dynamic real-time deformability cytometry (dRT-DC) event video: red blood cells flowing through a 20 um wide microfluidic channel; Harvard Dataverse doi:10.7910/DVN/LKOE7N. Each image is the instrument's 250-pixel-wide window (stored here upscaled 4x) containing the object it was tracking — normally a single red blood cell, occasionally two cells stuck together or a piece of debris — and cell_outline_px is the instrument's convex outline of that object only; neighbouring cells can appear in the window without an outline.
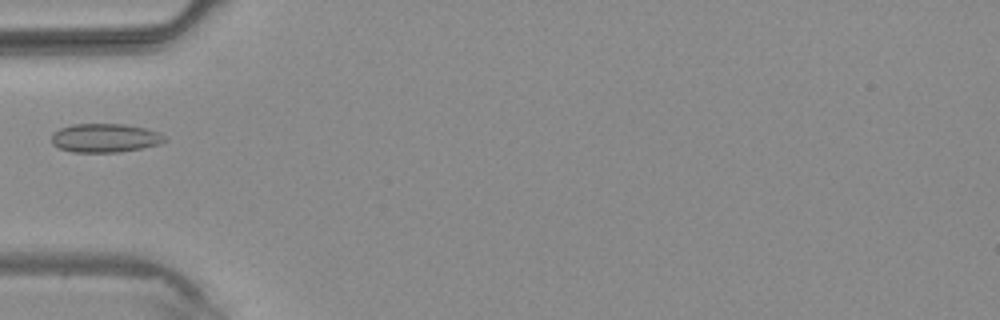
{"species": "common noctule bat (a hibernating species)", "species_latin": "Nyctalus noctula", "temperature_condition": "warm", "stored_images_in_passage": 1, "camera_frame_rate_fps": 3000, "um_per_image_px": 0.085, "animal": {"sex": "male", "body_mass_g": 20.4}, "frame": {"image": 1, "passage_image": 1, "time_ms": 0.0, "image_size_px": [1000, 320], "cell_outline_px": [[168, 140], [160, 144], [120, 152], [72, 152], [60, 148], [52, 144], [52, 136], [60, 128], [72, 124], [124, 124], [144, 128], [160, 132]], "centroid_in_image_um": [8.95, 11.73], "position_along_channel_um": 76.1, "area_um2": 18.9}}